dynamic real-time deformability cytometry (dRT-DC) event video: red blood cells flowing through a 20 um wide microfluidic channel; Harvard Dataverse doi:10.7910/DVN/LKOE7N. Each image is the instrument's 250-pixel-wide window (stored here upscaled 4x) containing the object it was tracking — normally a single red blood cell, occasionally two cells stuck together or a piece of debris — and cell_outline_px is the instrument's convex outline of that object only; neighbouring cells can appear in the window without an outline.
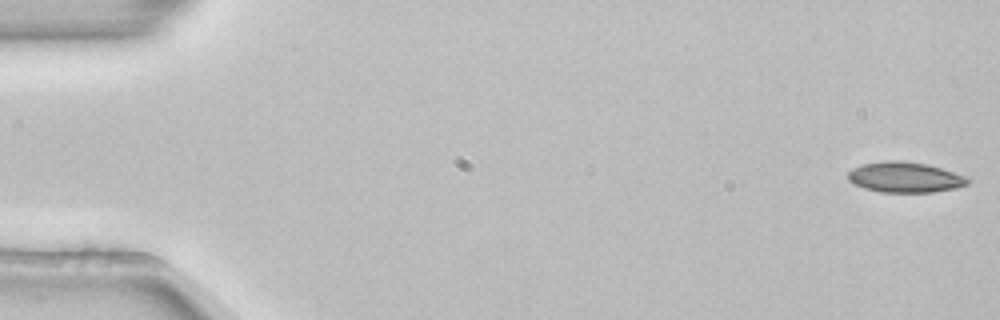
{"species": "common noctule bat (a hibernating species)", "species_latin": "Nyctalus noctula", "temperature_condition": "room temperature", "stored_images_in_passage": 53, "camera_frame_rate_fps": 3000, "um_per_image_px": 0.085, "animal": {"sex": "female", "body_mass_g": 22.7, "forearm_length_mm": 54.2}, "frame": {"image": 1, "passage_image": 1, "time_ms": 0.0, "image_size_px": [1000, 320], "cell_outline_px": [[972, 180], [968, 184], [956, 188], [932, 192], [880, 192], [864, 188], [852, 184], [848, 180], [848, 172], [852, 168], [864, 164], [884, 160], [896, 160], [928, 164], [968, 176]], "centroid_in_image_um": [76.94, 15.06], "position_along_channel_um": 8.1, "area_um2": 21.5}}
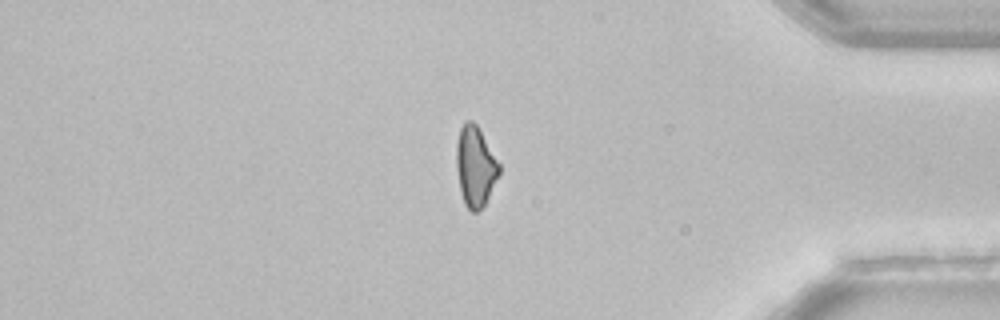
{"frame": {"image": 2, "passage_image": 45, "time_ms": 14.667, "image_size_px": [1000, 320], "cell_outline_px": [[500, 172], [484, 204], [476, 212], [472, 212], [464, 204], [460, 192], [456, 168], [456, 144], [460, 128], [464, 120], [472, 120], [476, 124], [500, 164]], "centroid_in_image_um": [40.37, 14.12], "position_along_channel_um": 394.8, "area_um2": 19.88}}
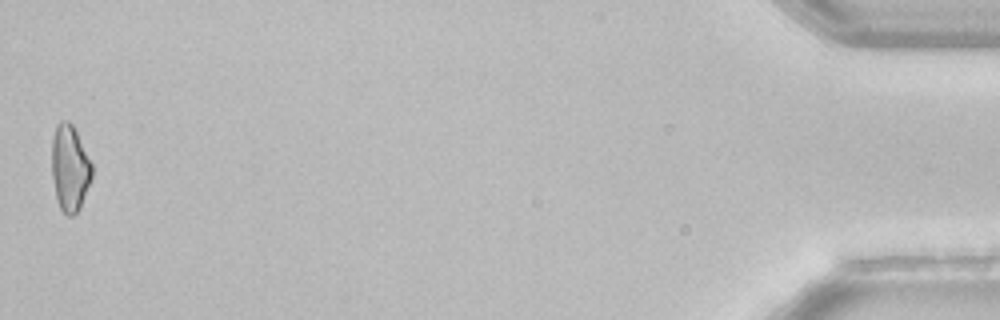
{"frame": {"image": 3, "passage_image": 53, "time_ms": 17.333, "image_size_px": [1000, 320], "cell_outline_px": [[92, 176], [80, 208], [72, 216], [68, 216], [60, 208], [56, 200], [52, 176], [52, 136], [56, 124], [60, 120], [68, 120], [72, 124], [92, 164]], "centroid_in_image_um": [5.91, 14.28], "position_along_channel_um": 429.3, "area_um2": 20.17}}